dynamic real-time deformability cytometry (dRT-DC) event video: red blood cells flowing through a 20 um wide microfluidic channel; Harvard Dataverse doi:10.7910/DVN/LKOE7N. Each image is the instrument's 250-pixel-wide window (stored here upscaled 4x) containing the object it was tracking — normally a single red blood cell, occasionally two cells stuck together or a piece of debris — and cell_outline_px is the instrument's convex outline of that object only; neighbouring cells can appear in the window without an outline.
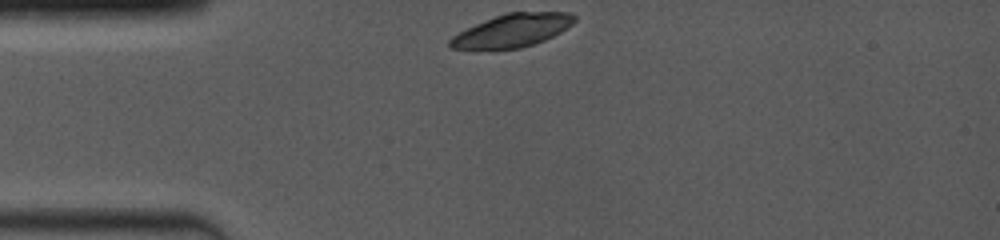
{"species": "common noctule bat (a hibernating species)", "species_latin": "Nyctalus noctula", "temperature_condition": "room temperature", "stored_images_in_passage": 33, "camera_frame_rate_fps": 4000, "um_per_image_px": 0.085, "animal": {"sex": "female", "body_mass_g": 19.0, "forearm_length_mm": 53.3}, "frame": {"image": 1, "passage_image": 1, "time_ms": 0.0, "image_size_px": [1000, 240], "cell_outline_px": [[576, 20], [572, 24], [560, 32], [544, 40], [520, 48], [496, 52], [492, 52], [448, 48], [448, 40], [452, 36], [476, 24], [496, 16], [508, 12], [568, 12], [576, 16]], "centroid_in_image_um": [43.47, 2.65], "position_along_channel_um": 41.5, "area_um2": 24.51}}
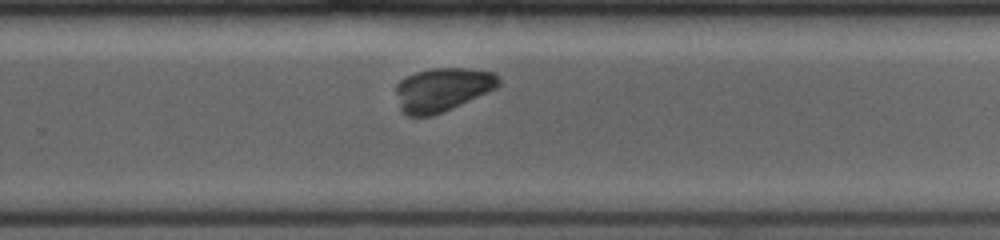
{"frame": {"image": 2, "passage_image": 18, "time_ms": 7.0, "image_size_px": [1000, 240], "cell_outline_px": [[500, 84], [496, 88], [452, 108], [432, 116], [408, 116], [400, 112], [396, 92], [396, 84], [400, 80], [416, 72], [428, 68], [464, 68], [496, 72], [500, 76]], "centroid_in_image_um": [37.59, 7.6], "position_along_channel_um": 292.2, "area_um2": 26.24}}
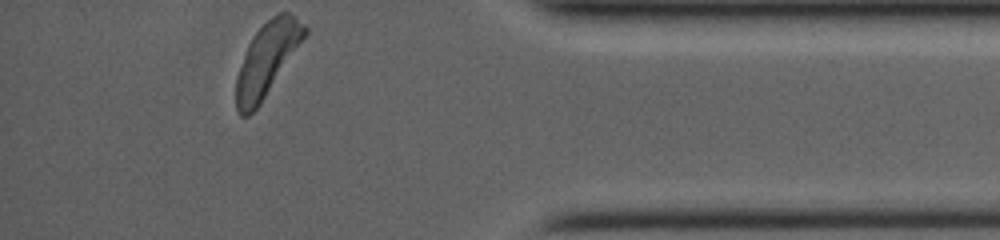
{"frame": {"image": 3, "passage_image": 33, "time_ms": 10.5, "image_size_px": [1000, 240], "cell_outline_px": [[308, 32], [260, 104], [248, 116], [240, 116], [236, 108], [236, 76], [248, 44], [252, 36], [272, 16], [280, 12], [288, 12], [304, 24], [308, 28]], "centroid_in_image_um": [22.68, 5.05], "position_along_channel_um": 412.5, "area_um2": 28.61}, "authors_computed_cell_mechanics": {"area_um2": 28.033, "velocity_mm_per_s": 3.9655, "shape_relaxation_time_tau1_ms": 6.3192, "shape_relaxation_time_tau2_ms": null, "deformation_change_tau1": 0.3615, "deformation_change_tau2": null}}